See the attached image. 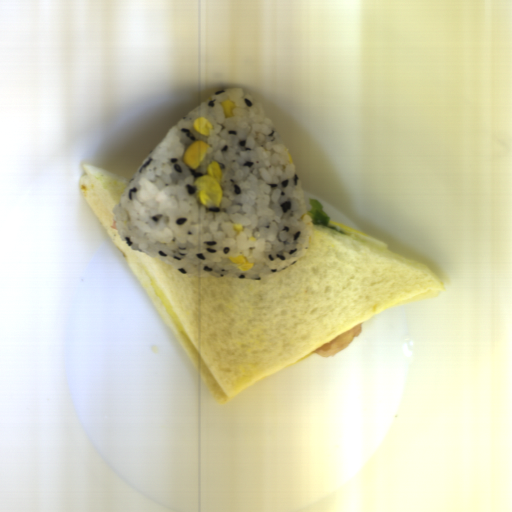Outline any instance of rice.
Instances as JSON below:
<instances>
[{
    "instance_id": "obj_1",
    "label": "rice",
    "mask_w": 512,
    "mask_h": 512,
    "mask_svg": "<svg viewBox=\"0 0 512 512\" xmlns=\"http://www.w3.org/2000/svg\"><path fill=\"white\" fill-rule=\"evenodd\" d=\"M231 99L235 116L221 103ZM214 126L194 130V119ZM198 140L211 148L196 169L184 165ZM274 121L243 89H220L168 129L144 158L112 215L119 236L137 252L192 277L261 279L294 265L314 240L301 178ZM214 161L222 170L217 208L199 203L195 179ZM242 223L244 231L234 232ZM244 255L240 271L228 258Z\"/></svg>"
}]
</instances>
